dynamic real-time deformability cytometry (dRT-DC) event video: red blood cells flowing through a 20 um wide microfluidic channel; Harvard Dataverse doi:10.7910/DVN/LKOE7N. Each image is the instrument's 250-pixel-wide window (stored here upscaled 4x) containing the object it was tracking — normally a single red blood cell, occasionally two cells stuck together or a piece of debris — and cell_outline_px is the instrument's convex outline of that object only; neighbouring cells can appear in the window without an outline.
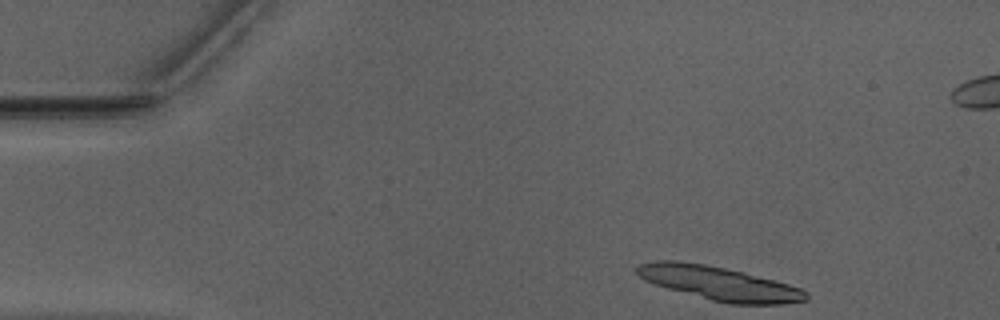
{"species": "Egyptian fruit bat (a non-hibernating species)", "species_latin": "Rousettus aegyptiacus", "temperature_condition": "warm", "stored_images_in_passage": 33, "segment_of_instrument_passage": [1, 2], "camera_frame_rate_fps": 3000, "um_per_image_px": 0.085, "animal": {"sex": "male"}, "frame": {"image": 1, "passage_image": 1, "time_ms": 0.0, "image_size_px": [1000, 320], "cell_outline_px": [[808, 300], [784, 304], [728, 304], [712, 300], [668, 288], [644, 280], [636, 272], [636, 268], [640, 264], [660, 260], [672, 260], [704, 264], [744, 272], [788, 284], [800, 288], [808, 292]], "centroid_in_image_um": [61.17, 24.09], "position_along_channel_um": 23.8, "area_um2": 32.89}}